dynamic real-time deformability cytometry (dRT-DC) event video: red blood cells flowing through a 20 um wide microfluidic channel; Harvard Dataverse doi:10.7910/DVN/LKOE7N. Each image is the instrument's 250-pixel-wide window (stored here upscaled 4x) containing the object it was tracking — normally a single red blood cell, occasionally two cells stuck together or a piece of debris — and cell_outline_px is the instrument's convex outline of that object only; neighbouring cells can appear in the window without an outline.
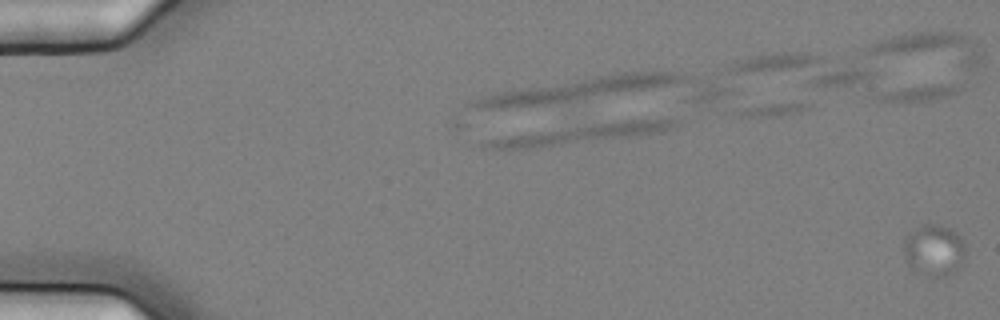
{"species": "common noctule bat (a hibernating species)", "species_latin": "Nyctalus noctula", "temperature_condition": "cold", "stored_images_in_passage": 2, "segment_of_instrument_passage": [2, 2], "camera_frame_rate_fps": 3000, "um_per_image_px": 0.085, "animal": {"sex": "female", "body_mass_g": 25.1}, "frame": {"image": 1, "passage_image": 2, "time_ms": 0.333, "image_size_px": [1000, 320], "cell_outline_px": [[964, 260], [956, 272], [948, 276], [920, 276], [912, 268], [904, 256], [904, 236], [908, 232], [924, 224], [940, 224], [952, 228], [960, 236], [964, 244]], "centroid_in_image_um": [79.39, 21.27], "position_along_channel_um": 5.6, "area_um2": 18.96}}